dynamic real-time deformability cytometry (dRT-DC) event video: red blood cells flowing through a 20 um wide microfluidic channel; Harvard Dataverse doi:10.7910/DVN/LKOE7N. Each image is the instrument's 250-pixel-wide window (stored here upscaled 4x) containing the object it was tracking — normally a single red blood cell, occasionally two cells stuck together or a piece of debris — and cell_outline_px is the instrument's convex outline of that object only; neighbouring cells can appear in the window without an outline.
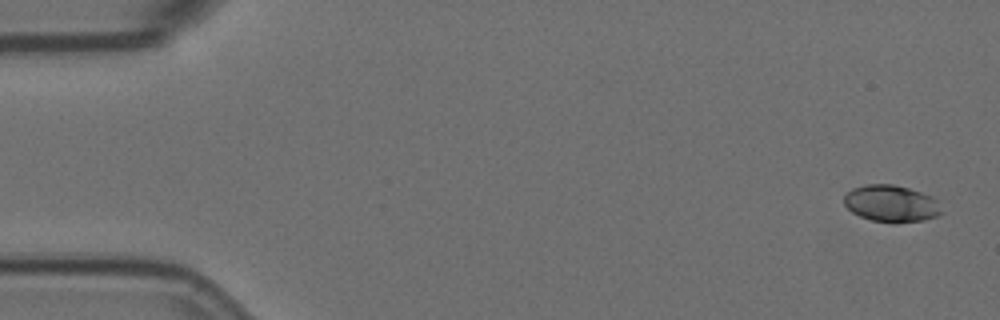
{"species": "Egyptian fruit bat (a non-hibernating species)", "species_latin": "Rousettus aegyptiacus", "temperature_condition": "room temperature", "stored_images_in_passage": 20, "camera_frame_rate_fps": 3000, "um_per_image_px": 0.085, "animal": {"sex": "female"}, "frame": {"image": 1, "passage_image": 1, "time_ms": 0.0, "image_size_px": [1000, 320], "cell_outline_px": [[944, 212], [936, 216], [924, 220], [872, 220], [860, 216], [852, 212], [844, 204], [844, 196], [852, 188], [864, 184], [892, 184], [908, 188], [932, 196], [936, 200]], "centroid_in_image_um": [75.74, 17.26], "position_along_channel_um": 9.3, "area_um2": 20.35}}
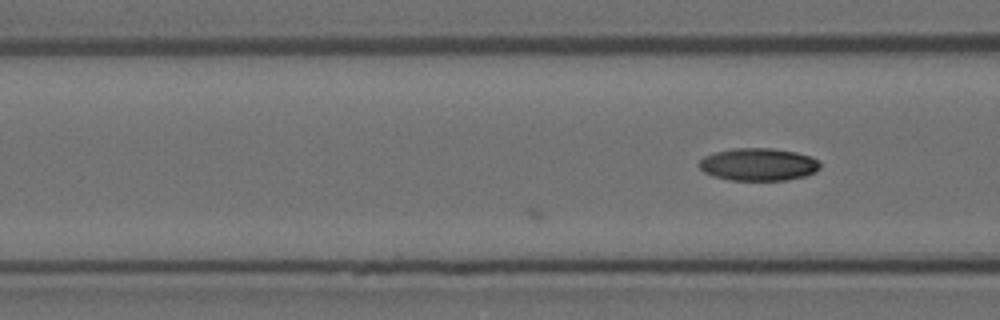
{"frame": {"image": 2, "passage_image": 20, "time_ms": 6.333, "image_size_px": [1000, 320], "cell_outline_px": [[820, 168], [816, 172], [804, 176], [788, 180], [728, 180], [712, 176], [704, 172], [696, 164], [704, 156], [716, 152], [732, 148], [772, 148], [796, 152], [812, 156], [820, 164]], "centroid_in_image_um": [64.45, 13.98], "position_along_channel_um": 102.2, "area_um2": 23.18}}